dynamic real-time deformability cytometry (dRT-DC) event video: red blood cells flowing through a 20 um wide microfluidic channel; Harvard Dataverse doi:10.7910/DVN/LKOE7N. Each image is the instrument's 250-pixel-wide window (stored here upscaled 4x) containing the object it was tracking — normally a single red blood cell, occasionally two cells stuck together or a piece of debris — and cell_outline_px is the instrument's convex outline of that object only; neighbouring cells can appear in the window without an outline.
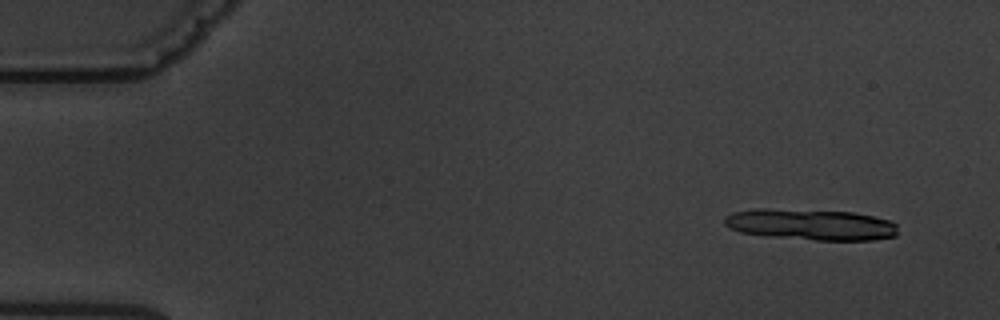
{"species": "common noctule bat (a hibernating species)", "species_latin": "Nyctalus noctula", "temperature_condition": "warm", "stored_images_in_passage": 6, "camera_frame_rate_fps": 3000, "um_per_image_px": 0.085, "animal": {"sex": "male", "body_mass_g": 19.5, "forearm_length_mm": 54.6}, "frame": {"image": 1, "passage_image": 2, "time_ms": 1.0, "image_size_px": [1000, 320], "cell_outline_px": [[896, 236], [872, 240], [816, 240], [764, 236], [740, 232], [728, 228], [724, 224], [724, 216], [732, 212], [756, 208], [764, 208], [852, 212], [872, 216], [888, 220], [896, 224]], "centroid_in_image_um": [68.85, 19.08], "position_along_channel_um": 16.2, "area_um2": 31.56}}